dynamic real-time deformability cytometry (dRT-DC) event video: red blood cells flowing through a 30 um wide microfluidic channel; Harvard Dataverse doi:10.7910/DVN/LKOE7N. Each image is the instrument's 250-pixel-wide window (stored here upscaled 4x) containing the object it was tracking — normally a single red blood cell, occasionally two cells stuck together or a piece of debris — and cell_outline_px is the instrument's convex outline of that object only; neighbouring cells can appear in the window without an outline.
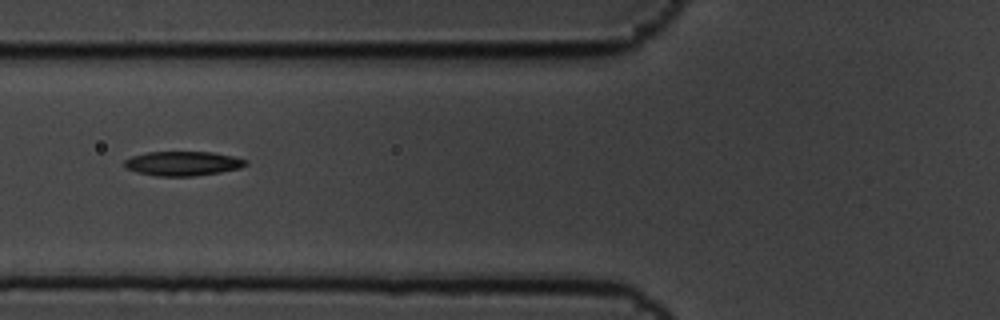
{"species": "common noctule bat (a hibernating species)", "species_latin": "Nyctalus noctula", "temperature_condition": "cold", "stored_images_in_passage": 9, "camera_frame_rate_fps": 3000, "um_per_image_px": 0.085, "animal": {"sex": "male", "body_mass_g": 19.5, "forearm_length_mm": 54.6}, "frame": {"image": 1, "passage_image": 3, "time_ms": 0.667, "image_size_px": [1000, 320], "cell_outline_px": [[248, 164], [240, 168], [220, 172], [192, 176], [156, 176], [136, 172], [124, 168], [124, 160], [132, 156], [148, 152], [212, 152], [232, 156], [248, 160]], "centroid_in_image_um": [15.52, 13.9], "position_along_channel_um": 110.3, "area_um2": 17.28}}
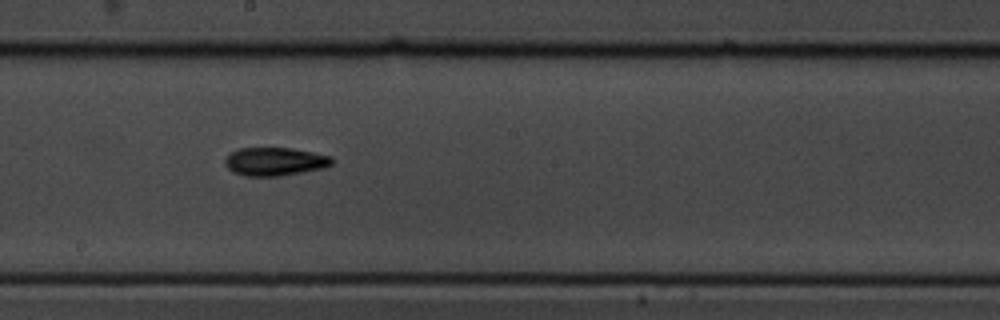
{"frame": {"image": 2, "passage_image": 6, "time_ms": 1.667, "image_size_px": [1000, 320], "cell_outline_px": [[332, 164], [324, 168], [280, 176], [244, 176], [232, 172], [224, 164], [224, 160], [232, 152], [240, 148], [292, 148], [332, 156]], "centroid_in_image_um": [23.36, 13.74], "position_along_channel_um": 224.8, "area_um2": 17.63}}
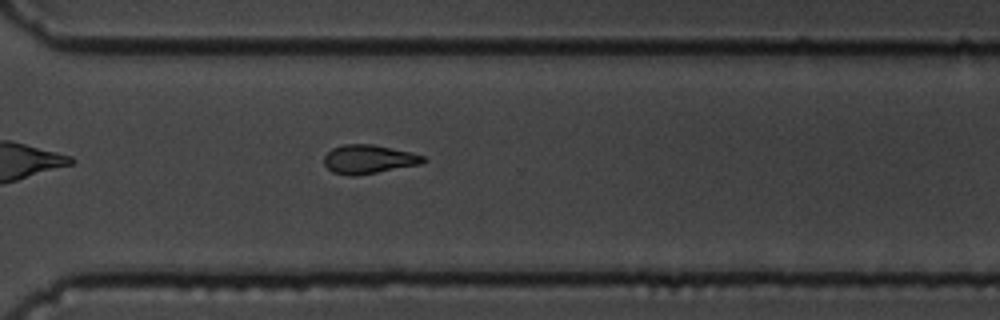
{"frame": {"image": 3, "passage_image": 9, "time_ms": 2.667, "image_size_px": [1000, 320], "cell_outline_px": [[424, 160], [420, 164], [356, 176], [348, 176], [332, 172], [324, 164], [324, 156], [332, 148], [344, 144], [372, 144], [412, 152], [424, 156]], "centroid_in_image_um": [31.29, 13.53], "position_along_channel_um": 339.3, "area_um2": 16.59}}